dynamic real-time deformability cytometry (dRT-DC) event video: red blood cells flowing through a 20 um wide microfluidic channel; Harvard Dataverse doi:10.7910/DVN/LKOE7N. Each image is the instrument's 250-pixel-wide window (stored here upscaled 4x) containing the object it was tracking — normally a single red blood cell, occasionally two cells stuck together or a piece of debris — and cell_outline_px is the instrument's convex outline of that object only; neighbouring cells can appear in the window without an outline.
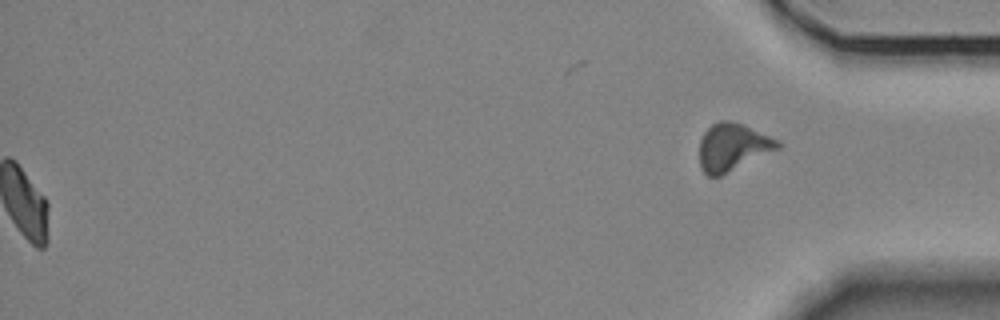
{"species": "Egyptian fruit bat (a non-hibernating species)", "species_latin": "Rousettus aegyptiacus", "temperature_condition": "room temperature", "stored_images_in_passage": 56, "segment_of_instrument_passage": [2, 2], "camera_frame_rate_fps": 3000, "um_per_image_px": 0.085, "animal": {"sex": "female"}, "frame": {"image": 1, "passage_image": 56, "time_ms": 18.333, "image_size_px": [1000, 320], "cell_outline_px": [[784, 144], [780, 148], [720, 176], [708, 176], [700, 168], [700, 140], [704, 132], [712, 124], [720, 120], [724, 120], [740, 124], [780, 140]], "centroid_in_image_um": [62.28, 12.51], "position_along_channel_um": 372.9, "area_um2": 21.44}}